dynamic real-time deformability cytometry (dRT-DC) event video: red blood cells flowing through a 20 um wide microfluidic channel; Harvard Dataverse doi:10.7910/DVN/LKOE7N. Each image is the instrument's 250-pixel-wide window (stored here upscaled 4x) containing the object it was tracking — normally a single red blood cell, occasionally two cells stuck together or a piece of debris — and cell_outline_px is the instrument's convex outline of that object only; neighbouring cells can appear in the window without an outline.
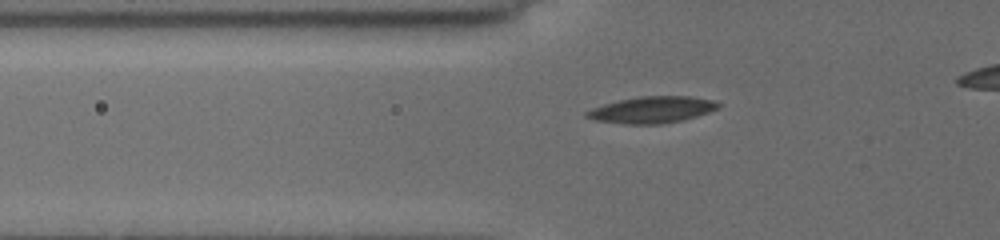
{"species": "common noctule bat (a hibernating species)", "species_latin": "Nyctalus noctula", "temperature_condition": "cold", "stored_images_in_passage": 9, "camera_frame_rate_fps": 3000, "um_per_image_px": 0.085, "animal": {"sex": "female", "body_mass_g": 19.5, "forearm_length_mm": 54.1}, "frame": {"image": 1, "passage_image": 7, "time_ms": 5.333, "image_size_px": [1000, 240], "cell_outline_px": [[720, 108], [684, 120], [660, 124], [624, 124], [592, 120], [584, 116], [584, 112], [592, 108], [604, 104], [620, 100], [640, 96], [692, 96], [716, 100], [720, 104]], "centroid_in_image_um": [55.43, 9.33], "position_along_channel_um": 70.4, "area_um2": 20.58}}